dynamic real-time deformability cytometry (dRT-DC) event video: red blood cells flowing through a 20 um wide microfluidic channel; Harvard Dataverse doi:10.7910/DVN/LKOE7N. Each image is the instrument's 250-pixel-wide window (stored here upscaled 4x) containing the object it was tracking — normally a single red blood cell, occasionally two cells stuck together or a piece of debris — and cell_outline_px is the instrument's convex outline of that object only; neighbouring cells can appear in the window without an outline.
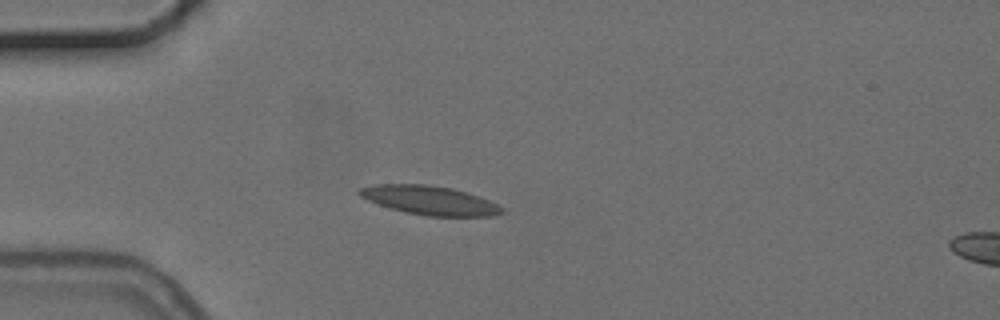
{"species": "common noctule bat (a hibernating species)", "species_latin": "Nyctalus noctula", "temperature_condition": "cold", "stored_images_in_passage": 4, "camera_frame_rate_fps": 3000, "um_per_image_px": 0.085, "animal": {"sex": "female", "body_mass_g": 24.6, "forearm_length_mm": 56.2}, "frame": {"image": 1, "passage_image": 4, "time_ms": 3.667, "image_size_px": [1000, 320], "cell_outline_px": [[504, 212], [488, 216], [428, 216], [408, 212], [392, 208], [368, 200], [360, 196], [356, 192], [360, 188], [372, 184], [428, 184], [452, 188], [468, 192], [488, 200], [504, 208]], "centroid_in_image_um": [36.51, 17.01], "position_along_channel_um": 48.5, "area_um2": 23.81}}